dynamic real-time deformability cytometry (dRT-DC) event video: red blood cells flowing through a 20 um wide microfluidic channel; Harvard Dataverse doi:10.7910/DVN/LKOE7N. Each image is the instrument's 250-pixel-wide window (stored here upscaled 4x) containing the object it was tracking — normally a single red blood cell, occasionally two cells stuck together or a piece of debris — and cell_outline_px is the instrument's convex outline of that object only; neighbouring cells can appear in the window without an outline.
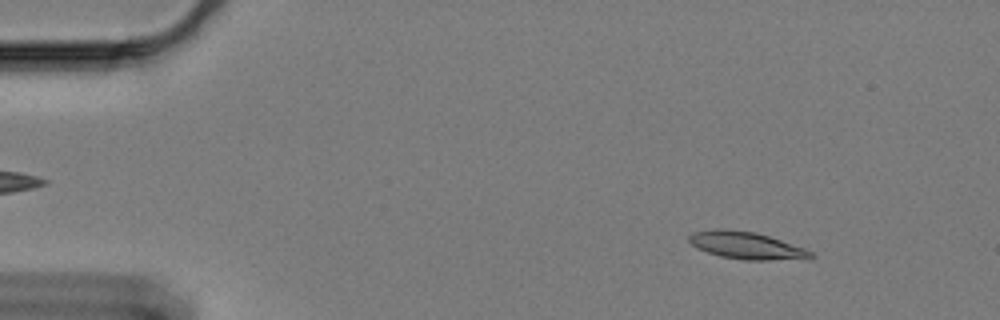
{"species": "Egyptian fruit bat (a non-hibernating species)", "species_latin": "Rousettus aegyptiacus", "temperature_condition": "cold", "stored_images_in_passage": 18, "camera_frame_rate_fps": 3000, "um_per_image_px": 0.085, "animal": {"sex": "female"}, "frame": {"image": 1, "passage_image": 7, "time_ms": 2.0, "image_size_px": [1000, 320], "cell_outline_px": [[816, 256], [768, 260], [744, 260], [720, 256], [708, 252], [692, 244], [688, 240], [688, 236], [692, 232], [756, 232], [804, 248], [812, 252]], "centroid_in_image_um": [63.48, 20.91], "position_along_channel_um": 21.5, "area_um2": 17.92}}